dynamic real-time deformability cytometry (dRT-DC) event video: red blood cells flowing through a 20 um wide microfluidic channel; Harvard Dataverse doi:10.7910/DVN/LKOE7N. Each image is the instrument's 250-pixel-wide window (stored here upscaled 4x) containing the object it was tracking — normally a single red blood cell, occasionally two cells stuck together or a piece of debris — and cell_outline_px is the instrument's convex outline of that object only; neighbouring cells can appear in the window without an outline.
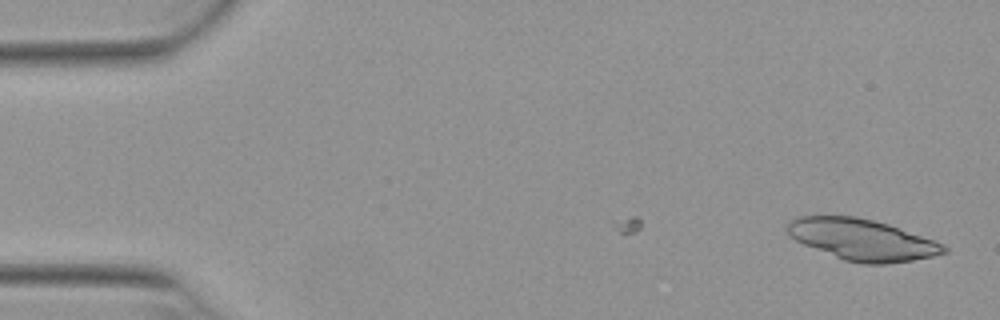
{"species": "Egyptian fruit bat (a non-hibernating species)", "species_latin": "Rousettus aegyptiacus", "temperature_condition": "warm", "stored_images_in_passage": 11, "camera_frame_rate_fps": 3000, "um_per_image_px": 0.085, "animal": {"sex": "female"}, "frame": {"image": 1, "passage_image": 11, "time_ms": 3.333, "image_size_px": [1000, 320], "cell_outline_px": [[948, 252], [932, 256], [912, 260], [884, 264], [864, 264], [844, 260], [804, 244], [788, 236], [784, 228], [788, 220], [796, 216], [856, 216], [888, 224], [944, 244], [948, 248]], "centroid_in_image_um": [73.23, 20.36], "position_along_channel_um": 11.8, "area_um2": 37.57}}